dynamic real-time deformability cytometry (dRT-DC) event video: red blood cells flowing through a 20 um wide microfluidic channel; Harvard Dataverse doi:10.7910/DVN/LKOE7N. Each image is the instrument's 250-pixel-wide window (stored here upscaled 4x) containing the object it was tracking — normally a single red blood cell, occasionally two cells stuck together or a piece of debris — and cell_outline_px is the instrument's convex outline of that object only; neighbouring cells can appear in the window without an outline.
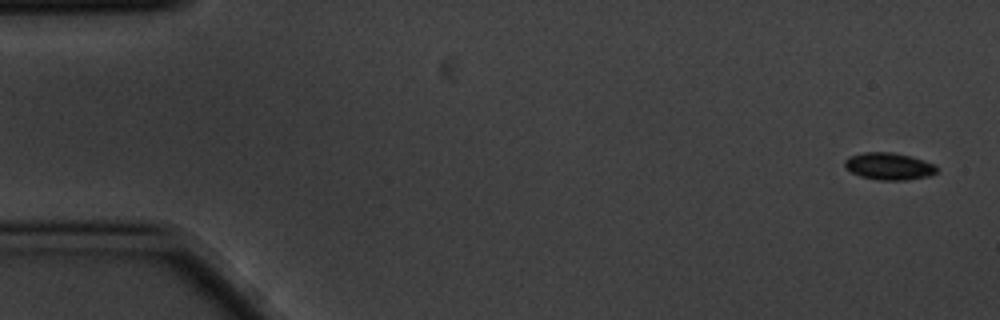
{"species": "common noctule bat (a hibernating species)", "species_latin": "Nyctalus noctula", "temperature_condition": "cold", "stored_images_in_passage": 4, "camera_frame_rate_fps": 3000, "um_per_image_px": 0.085, "animal": {"sex": "male", "body_mass_g": 20.1, "forearm_length_mm": 53.5}, "frame": {"image": 1, "passage_image": 1, "time_ms": 0.0, "image_size_px": [1000, 320], "cell_outline_px": [[936, 172], [928, 176], [904, 180], [880, 180], [860, 176], [844, 168], [844, 160], [848, 156], [864, 152], [892, 152], [924, 160], [936, 164]], "centroid_in_image_um": [75.52, 14.12], "position_along_channel_um": 9.5, "area_um2": 14.51}}